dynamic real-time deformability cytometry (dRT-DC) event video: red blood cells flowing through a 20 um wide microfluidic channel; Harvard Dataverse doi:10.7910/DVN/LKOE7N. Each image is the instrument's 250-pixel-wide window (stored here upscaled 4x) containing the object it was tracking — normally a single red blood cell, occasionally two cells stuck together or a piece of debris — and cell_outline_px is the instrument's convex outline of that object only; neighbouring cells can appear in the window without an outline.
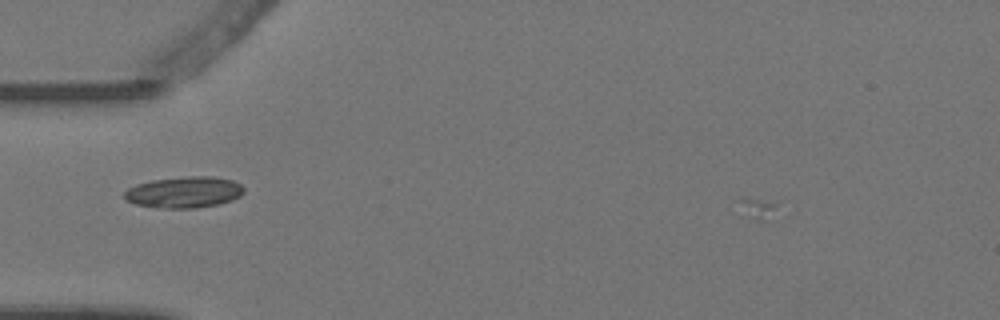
{"species": "Egyptian fruit bat (a non-hibernating species)", "species_latin": "Rousettus aegyptiacus", "temperature_condition": "warm", "stored_images_in_passage": 5, "camera_frame_rate_fps": 3000, "um_per_image_px": 0.085, "animal": {"sex": "female"}, "frame": {"image": 1, "passage_image": 2, "time_ms": 0.333, "image_size_px": [1000, 320], "cell_outline_px": [[244, 192], [240, 196], [232, 200], [220, 204], [196, 208], [164, 208], [136, 204], [128, 200], [124, 196], [124, 192], [128, 188], [136, 184], [152, 180], [188, 176], [212, 176], [232, 180], [240, 184], [244, 188]], "centroid_in_image_um": [15.68, 16.33], "position_along_channel_um": 69.3, "area_um2": 21.73}}
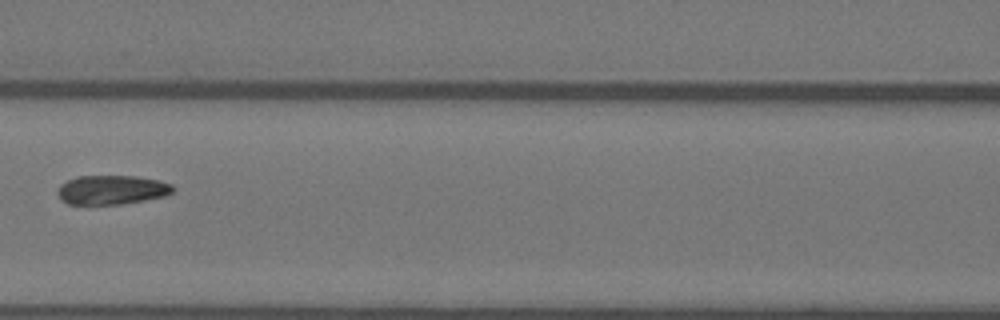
{"frame": {"image": 2, "passage_image": 4, "time_ms": 1.0, "image_size_px": [1000, 320], "cell_outline_px": [[176, 188], [172, 192], [164, 196], [144, 200], [120, 204], [68, 204], [56, 192], [60, 184], [76, 176], [136, 176], [160, 180], [172, 184]], "centroid_in_image_um": [9.52, 16.12], "position_along_channel_um": 157.1, "area_um2": 19.59}}
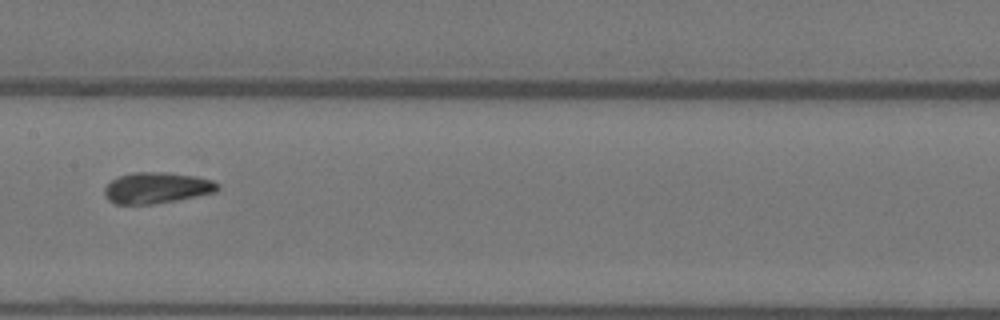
{"frame": {"image": 3, "passage_image": 5, "time_ms": 1.333, "image_size_px": [1000, 320], "cell_outline_px": [[220, 188], [216, 192], [176, 200], [152, 204], [116, 204], [108, 200], [104, 192], [104, 188], [112, 180], [120, 176], [132, 172], [164, 172], [196, 176], [212, 180], [220, 184]], "centroid_in_image_um": [13.34, 15.96], "position_along_channel_um": 194.1, "area_um2": 20.46}}